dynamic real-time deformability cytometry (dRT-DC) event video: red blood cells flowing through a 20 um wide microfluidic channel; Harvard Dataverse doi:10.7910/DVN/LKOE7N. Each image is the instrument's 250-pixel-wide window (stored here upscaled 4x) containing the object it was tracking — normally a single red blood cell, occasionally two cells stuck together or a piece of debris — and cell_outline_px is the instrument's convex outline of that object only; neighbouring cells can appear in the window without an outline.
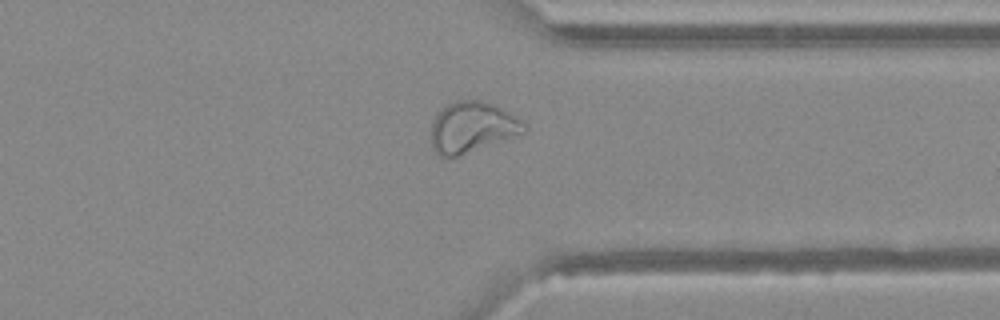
{"species": "Egyptian fruit bat (a non-hibernating species)", "species_latin": "Rousettus aegyptiacus", "temperature_condition": "warm", "stored_images_in_passage": 40, "camera_frame_rate_fps": 3000, "um_per_image_px": 0.085, "animal": {"sex": "female"}, "frame": {"image": 1, "passage_image": 29, "time_ms": 9.333, "image_size_px": [1000, 320], "cell_outline_px": [[528, 128], [524, 132], [456, 156], [440, 156], [432, 148], [432, 124], [436, 112], [440, 108], [456, 100], [480, 100], [492, 104], [524, 120]], "centroid_in_image_um": [40.11, 10.78], "position_along_channel_um": 371.3, "area_um2": 27.05}}
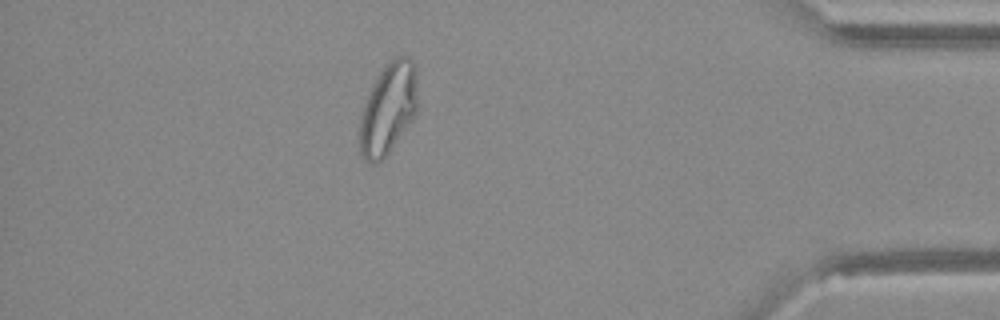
{"frame": {"image": 2, "passage_image": 34, "time_ms": 11.0, "image_size_px": [1000, 320], "cell_outline_px": [[416, 112], [412, 120], [388, 152], [376, 164], [372, 164], [364, 160], [360, 156], [360, 120], [364, 104], [372, 84], [380, 72], [396, 56], [408, 56], [412, 60], [416, 84]], "centroid_in_image_um": [32.97, 9.27], "position_along_channel_um": 402.2, "area_um2": 30.11}}